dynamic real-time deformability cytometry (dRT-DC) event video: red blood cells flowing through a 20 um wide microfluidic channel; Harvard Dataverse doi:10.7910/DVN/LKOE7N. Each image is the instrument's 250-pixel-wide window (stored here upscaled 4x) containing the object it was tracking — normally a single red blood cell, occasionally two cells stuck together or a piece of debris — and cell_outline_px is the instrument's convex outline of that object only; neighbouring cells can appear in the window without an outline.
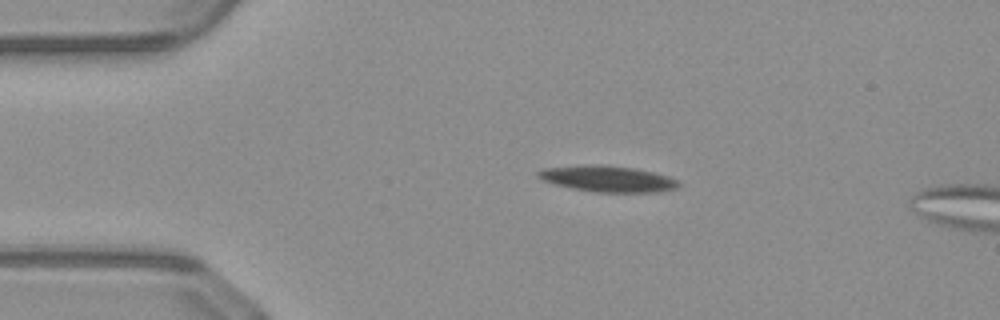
{"species": "common noctule bat (a hibernating species)", "species_latin": "Nyctalus noctula", "temperature_condition": "warm", "stored_images_in_passage": 4, "camera_frame_rate_fps": 3000, "um_per_image_px": 0.085, "animal": {"sex": "male", "body_mass_g": 23.1, "forearm_length_mm": 52.7}, "frame": {"image": 1, "passage_image": 1, "time_ms": 0.0, "image_size_px": [1000, 320], "cell_outline_px": [[680, 184], [676, 188], [656, 192], [596, 192], [572, 188], [556, 184], [544, 180], [536, 176], [536, 172], [544, 168], [584, 164], [604, 164], [636, 168], [668, 176], [680, 180]], "centroid_in_image_um": [51.66, 15.18], "position_along_channel_um": 33.3, "area_um2": 21.5}}